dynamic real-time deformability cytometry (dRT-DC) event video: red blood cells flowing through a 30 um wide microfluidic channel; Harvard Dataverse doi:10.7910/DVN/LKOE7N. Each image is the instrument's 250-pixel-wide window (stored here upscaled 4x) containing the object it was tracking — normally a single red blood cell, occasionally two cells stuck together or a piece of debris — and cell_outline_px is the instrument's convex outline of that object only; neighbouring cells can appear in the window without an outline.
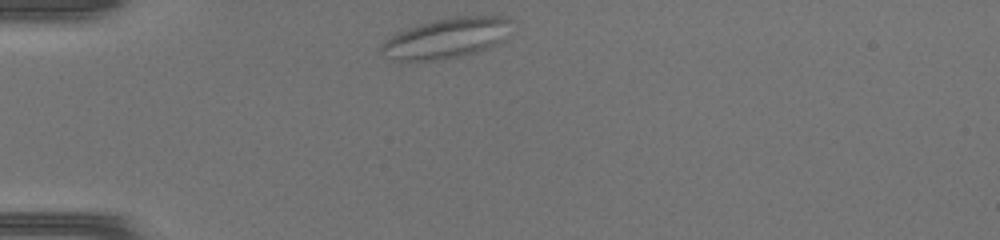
{"species": "common noctule bat (a hibernating species)", "species_latin": "Nyctalus noctula", "temperature_condition": "warm", "stored_images_in_passage": 37, "camera_frame_rate_fps": 3000, "um_per_image_px": 0.085, "animal": {"sex": "female", "body_mass_g": 17.0, "forearm_length_mm": 48.0}, "frame": {"image": 1, "passage_image": 1, "time_ms": 0.0, "image_size_px": [1000, 240], "cell_outline_px": [[500, 20], [484, 44], [460, 52], [440, 56], [404, 56], [384, 44], [388, 40], [404, 32], [416, 28], [444, 20]], "centroid_in_image_um": [37.64, 3.22], "position_along_channel_um": 47.4, "area_um2": 20.69}}
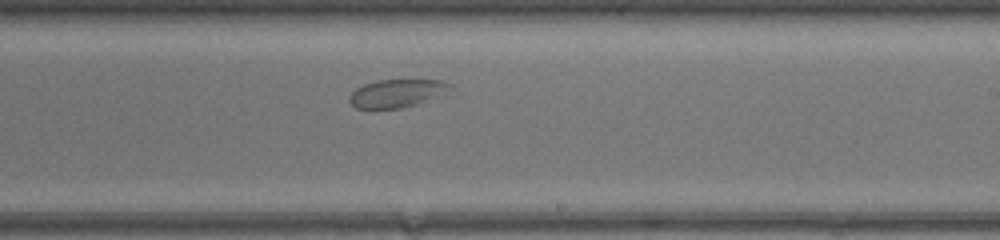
{"frame": {"image": 2, "passage_image": 18, "time_ms": 5.667, "image_size_px": [1000, 240], "cell_outline_px": [[444, 84], [412, 104], [396, 108], [356, 108], [352, 104], [352, 92], [356, 88], [364, 84], [380, 80], [436, 80]], "centroid_in_image_um": [33.34, 7.92], "position_along_channel_um": 255.7, "area_um2": 14.1}}
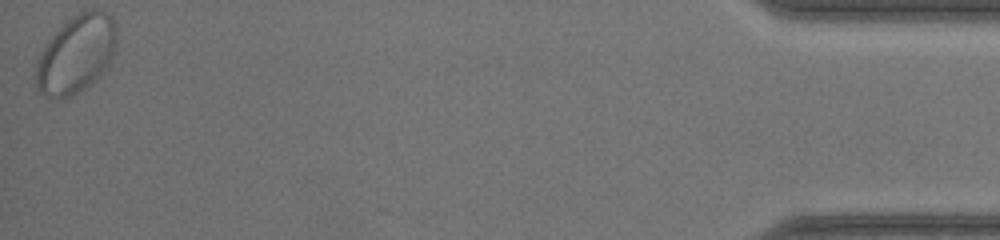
{"frame": {"image": 3, "passage_image": 37, "time_ms": 12.0, "image_size_px": [1000, 240], "cell_outline_px": [[112, 48], [108, 60], [80, 88], [64, 96], [60, 96], [44, 92], [40, 88], [36, 80], [36, 72], [44, 48], [76, 16], [84, 12], [100, 12], [108, 16], [112, 20]], "centroid_in_image_um": [6.42, 4.59], "position_along_channel_um": 428.8, "area_um2": 31.44}}